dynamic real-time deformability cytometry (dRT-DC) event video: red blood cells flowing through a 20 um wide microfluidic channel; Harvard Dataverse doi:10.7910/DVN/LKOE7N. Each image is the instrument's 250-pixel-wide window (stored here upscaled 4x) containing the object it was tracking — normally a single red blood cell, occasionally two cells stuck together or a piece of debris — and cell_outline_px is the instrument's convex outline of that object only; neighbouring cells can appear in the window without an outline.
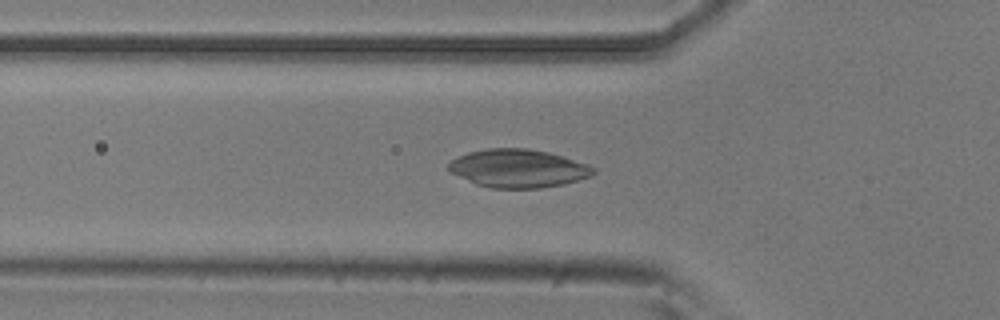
{"species": "common noctule bat (a hibernating species)", "species_latin": "Nyctalus noctula", "temperature_condition": "room temperature", "stored_images_in_passage": 51, "camera_frame_rate_fps": 3000, "um_per_image_px": 0.085, "animal": {"sex": "male", "body_mass_g": 20.5, "forearm_length_mm": 52.5}, "frame": {"image": 1, "passage_image": 16, "time_ms": 5.0, "image_size_px": [1000, 320], "cell_outline_px": [[596, 172], [592, 176], [564, 184], [540, 188], [488, 188], [476, 184], [452, 172], [448, 168], [448, 164], [452, 160], [468, 152], [488, 148], [528, 148], [548, 152], [588, 164], [596, 168]], "centroid_in_image_um": [44.09, 14.31], "position_along_channel_um": 81.7, "area_um2": 32.14}}
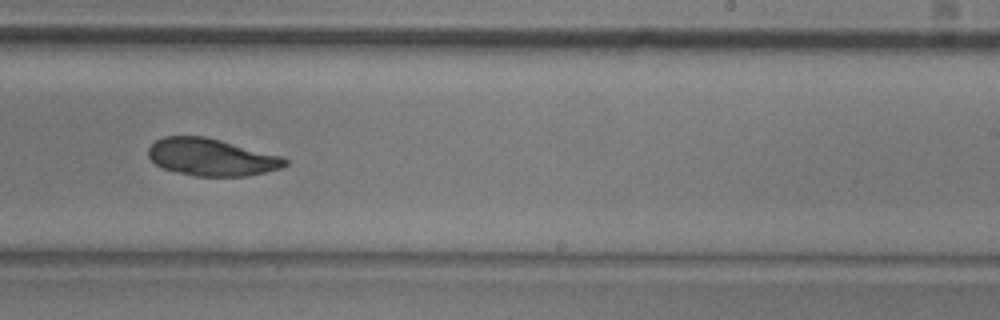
{"frame": {"image": 2, "passage_image": 31, "time_ms": 10.0, "image_size_px": [1000, 320], "cell_outline_px": [[288, 164], [280, 168], [248, 176], [196, 176], [160, 168], [148, 156], [148, 148], [156, 140], [164, 136], [204, 136], [284, 156], [288, 160]], "centroid_in_image_um": [17.98, 13.36], "position_along_channel_um": 271.0, "area_um2": 29.71}}
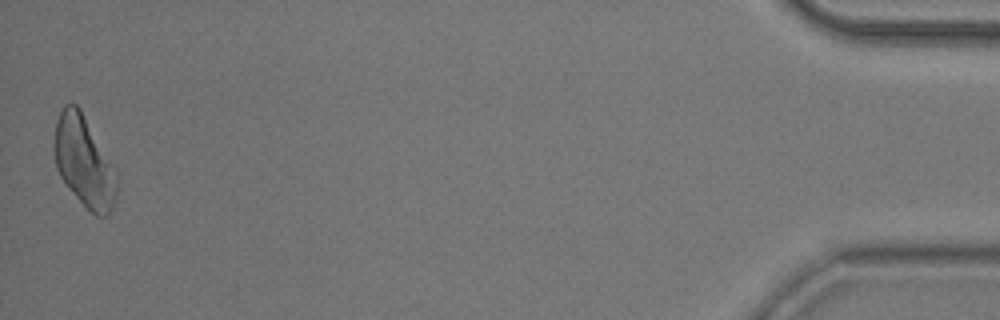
{"frame": {"image": 3, "passage_image": 51, "time_ms": 16.667, "image_size_px": [1000, 320], "cell_outline_px": [[116, 200], [108, 216], [96, 216], [64, 184], [56, 168], [52, 148], [52, 144], [56, 120], [64, 104], [76, 104], [80, 108], [116, 168]], "centroid_in_image_um": [7.12, 13.72], "position_along_channel_um": 428.1, "area_um2": 33.47}}